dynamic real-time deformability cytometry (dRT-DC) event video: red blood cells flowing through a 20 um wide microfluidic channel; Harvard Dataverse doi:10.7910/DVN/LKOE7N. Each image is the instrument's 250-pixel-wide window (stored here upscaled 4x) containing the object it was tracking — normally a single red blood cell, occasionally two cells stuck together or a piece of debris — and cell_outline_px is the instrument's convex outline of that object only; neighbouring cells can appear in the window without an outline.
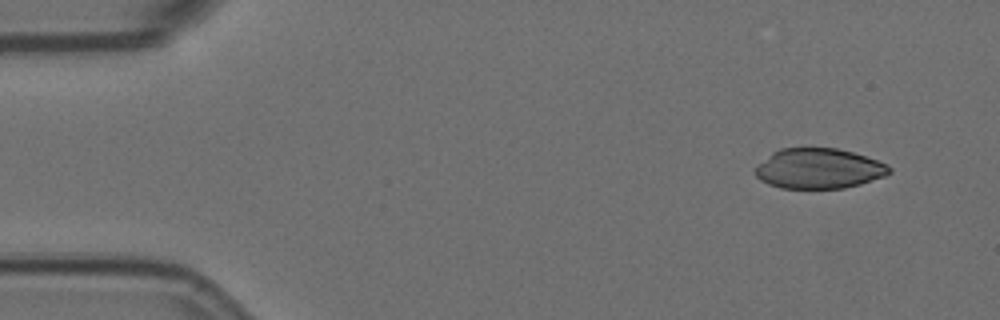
{"species": "Egyptian fruit bat (a non-hibernating species)", "species_latin": "Rousettus aegyptiacus", "temperature_condition": "room temperature", "stored_images_in_passage": 9, "camera_frame_rate_fps": 3000, "um_per_image_px": 0.085, "animal": {"sex": "female"}, "frame": {"image": 1, "passage_image": 1, "time_ms": 0.0, "image_size_px": [1000, 320], "cell_outline_px": [[892, 172], [884, 176], [860, 184], [844, 188], [780, 188], [768, 184], [760, 180], [756, 176], [756, 168], [772, 152], [780, 148], [836, 148], [852, 152], [888, 164], [892, 168]], "centroid_in_image_um": [69.61, 14.33], "position_along_channel_um": 15.4, "area_um2": 31.21}}